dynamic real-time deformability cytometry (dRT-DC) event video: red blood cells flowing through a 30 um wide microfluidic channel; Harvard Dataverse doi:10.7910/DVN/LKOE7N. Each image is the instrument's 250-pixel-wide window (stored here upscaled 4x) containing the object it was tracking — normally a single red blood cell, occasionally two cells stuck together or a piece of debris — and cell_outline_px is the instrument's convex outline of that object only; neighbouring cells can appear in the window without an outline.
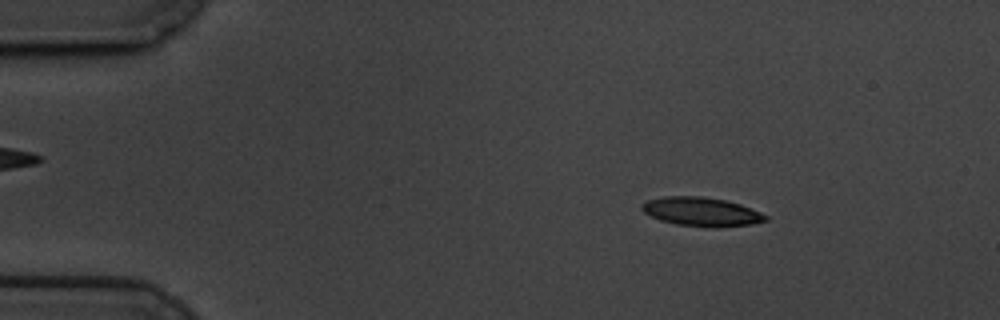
{"species": "common noctule bat (a hibernating species)", "species_latin": "Nyctalus noctula", "temperature_condition": "cold", "stored_images_in_passage": 58, "camera_frame_rate_fps": 3000, "um_per_image_px": 0.085, "animal": {"sex": "male", "body_mass_g": 19.5, "forearm_length_mm": 54.6}, "frame": {"image": 1, "passage_image": 8, "time_ms": 2.333, "image_size_px": [1000, 320], "cell_outline_px": [[768, 220], [752, 224], [712, 228], [676, 224], [660, 220], [644, 212], [640, 208], [640, 204], [648, 200], [664, 196], [704, 196], [724, 200], [740, 204], [760, 212], [768, 216]], "centroid_in_image_um": [59.61, 18.0], "position_along_channel_um": 25.4, "area_um2": 20.87}}
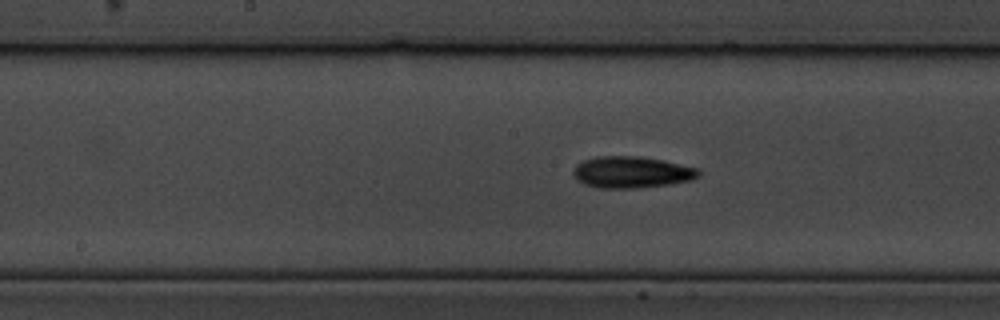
{"frame": {"image": 2, "passage_image": 29, "time_ms": 9.333, "image_size_px": [1000, 320], "cell_outline_px": [[700, 176], [692, 180], [672, 184], [636, 188], [600, 188], [584, 184], [576, 180], [572, 172], [576, 164], [584, 160], [596, 156], [640, 156], [664, 160], [700, 168]], "centroid_in_image_um": [53.71, 14.63], "position_along_channel_um": 194.5, "area_um2": 23.41}}
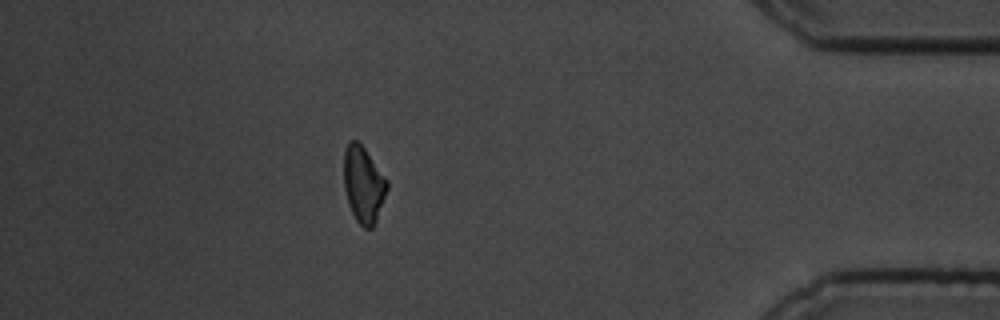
{"frame": {"image": 3, "passage_image": 51, "time_ms": 16.667, "image_size_px": [1000, 320], "cell_outline_px": [[388, 188], [376, 220], [372, 228], [364, 228], [356, 220], [348, 204], [344, 188], [344, 148], [348, 140], [356, 140], [364, 148], [388, 180]], "centroid_in_image_um": [30.88, 15.66], "position_along_channel_um": 404.3, "area_um2": 19.19}, "authors_computed_cell_mechanics": {"area_um2": 20.23, "velocity_mm_per_s": 3.4306, "shape_relaxation_time_tau1_ms": 2.7372, "shape_relaxation_time_tau2_ms": null, "deformation_change_tau1": 0.1217, "deformation_change_tau2": null}}